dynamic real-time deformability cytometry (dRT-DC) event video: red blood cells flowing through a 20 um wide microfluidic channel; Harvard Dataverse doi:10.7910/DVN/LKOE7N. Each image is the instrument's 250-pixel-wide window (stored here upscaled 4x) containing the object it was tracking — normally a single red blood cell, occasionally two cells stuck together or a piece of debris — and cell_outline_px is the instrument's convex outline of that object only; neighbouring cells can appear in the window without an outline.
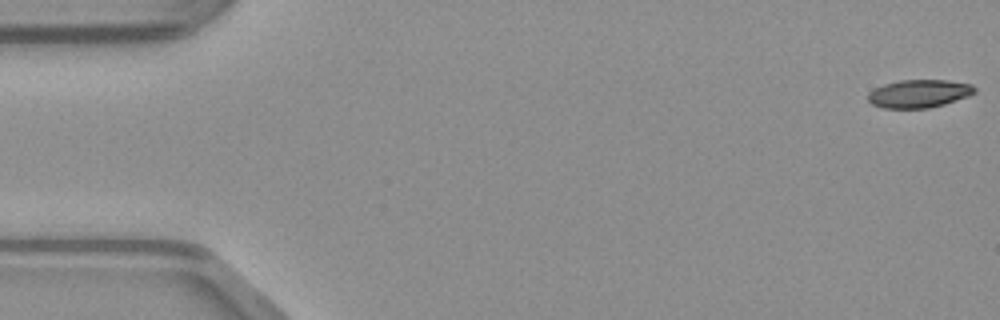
{"species": "common noctule bat (a hibernating species)", "species_latin": "Nyctalus noctula", "temperature_condition": "warm", "stored_images_in_passage": 49, "camera_frame_rate_fps": 3000, "um_per_image_px": 0.085, "animal": {"sex": "male", "body_mass_g": 23.1, "forearm_length_mm": 52.7}, "frame": {"image": 1, "passage_image": 1, "time_ms": 0.0, "image_size_px": [1000, 320], "cell_outline_px": [[976, 92], [968, 96], [944, 104], [928, 108], [884, 108], [872, 104], [868, 100], [868, 92], [884, 84], [900, 80], [948, 80], [972, 84], [976, 88]], "centroid_in_image_um": [78.13, 7.95], "position_along_channel_um": 6.9, "area_um2": 17.4}}
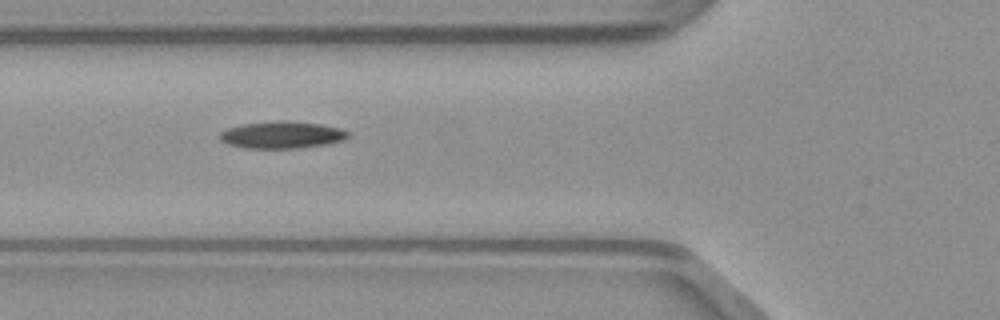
{"frame": {"image": 2, "passage_image": 18, "time_ms": 5.667, "image_size_px": [1000, 320], "cell_outline_px": [[352, 136], [344, 140], [328, 144], [300, 148], [244, 148], [228, 144], [220, 140], [220, 132], [228, 128], [240, 124], [280, 120], [288, 120], [320, 124], [340, 128], [348, 132]], "centroid_in_image_um": [23.99, 11.46], "position_along_channel_um": 101.8, "area_um2": 20.46}}
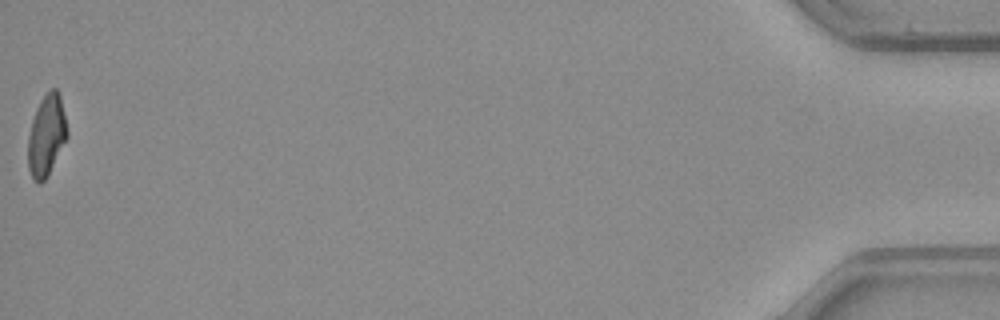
{"frame": {"image": 3, "passage_image": 49, "time_ms": 16.0, "image_size_px": [1000, 320], "cell_outline_px": [[68, 136], [48, 176], [40, 184], [32, 180], [28, 168], [28, 136], [32, 120], [36, 108], [40, 100], [52, 88], [56, 88], [60, 92], [68, 132]], "centroid_in_image_um": [3.95, 11.52], "position_along_channel_um": 431.2, "area_um2": 18.73}}